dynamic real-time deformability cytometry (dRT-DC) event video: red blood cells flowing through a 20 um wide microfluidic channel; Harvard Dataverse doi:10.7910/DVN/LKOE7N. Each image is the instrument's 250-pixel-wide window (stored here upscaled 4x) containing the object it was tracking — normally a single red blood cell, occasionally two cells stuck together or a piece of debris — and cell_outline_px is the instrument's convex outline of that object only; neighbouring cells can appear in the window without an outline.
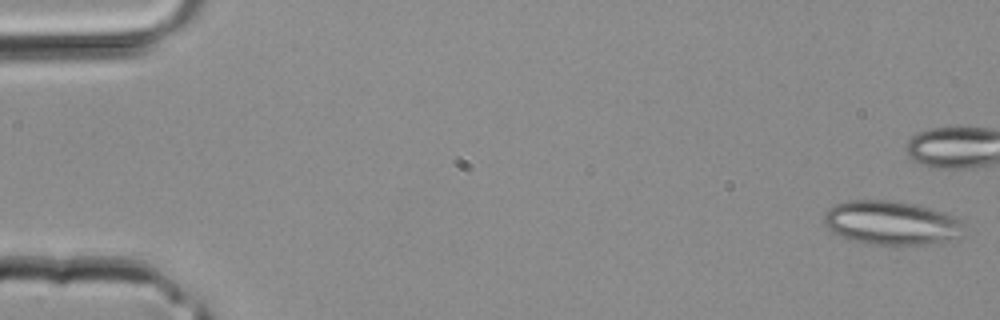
{"species": "common noctule bat (a hibernating species)", "species_latin": "Nyctalus noctula", "temperature_condition": "room temperature", "stored_images_in_passage": 31, "segment_of_instrument_passage": [1, 2], "camera_frame_rate_fps": 3000, "um_per_image_px": 0.085, "animal": {"sex": "male", "body_mass_g": 20.4}, "frame": {"image": 1, "passage_image": 1, "time_ms": 0.0, "image_size_px": [1000, 320], "cell_outline_px": [[964, 236], [924, 244], [900, 248], [892, 248], [864, 244], [848, 240], [832, 232], [828, 228], [824, 220], [824, 212], [828, 208], [836, 204], [848, 200], [896, 200], [916, 204], [932, 208], [944, 212], [960, 220]], "centroid_in_image_um": [75.72, 18.98], "position_along_channel_um": 9.3, "area_um2": 36.88}}